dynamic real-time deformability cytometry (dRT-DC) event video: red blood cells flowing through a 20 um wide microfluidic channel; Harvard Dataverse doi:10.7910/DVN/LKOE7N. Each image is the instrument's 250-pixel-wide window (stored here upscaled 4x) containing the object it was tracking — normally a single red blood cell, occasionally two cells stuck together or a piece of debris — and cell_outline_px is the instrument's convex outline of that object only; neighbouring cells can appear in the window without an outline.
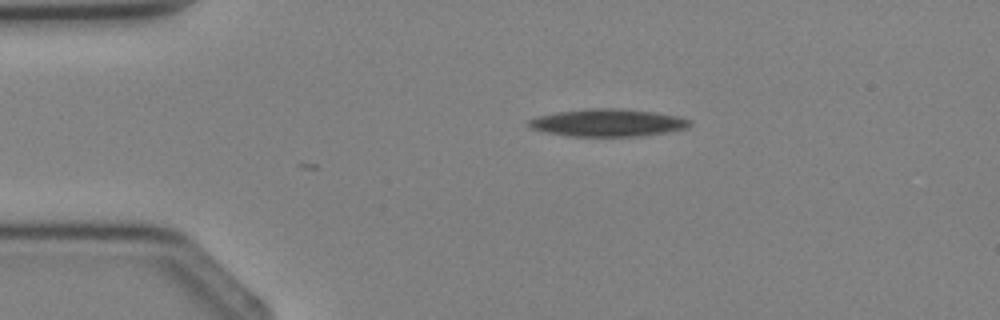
{"species": "Egyptian fruit bat (a non-hibernating species)", "species_latin": "Rousettus aegyptiacus", "temperature_condition": "cold", "stored_images_in_passage": 2, "camera_frame_rate_fps": 3000, "um_per_image_px": 0.085, "animal": {"sex": "female"}, "frame": {"image": 1, "passage_image": 1, "time_ms": 0.0, "image_size_px": [1000, 320], "cell_outline_px": [[692, 124], [688, 128], [664, 132], [636, 136], [568, 136], [548, 132], [532, 128], [528, 124], [528, 120], [536, 116], [556, 112], [588, 108], [624, 108], [652, 112], [676, 116], [692, 120]], "centroid_in_image_um": [51.66, 10.42], "position_along_channel_um": 33.3, "area_um2": 25.66}}